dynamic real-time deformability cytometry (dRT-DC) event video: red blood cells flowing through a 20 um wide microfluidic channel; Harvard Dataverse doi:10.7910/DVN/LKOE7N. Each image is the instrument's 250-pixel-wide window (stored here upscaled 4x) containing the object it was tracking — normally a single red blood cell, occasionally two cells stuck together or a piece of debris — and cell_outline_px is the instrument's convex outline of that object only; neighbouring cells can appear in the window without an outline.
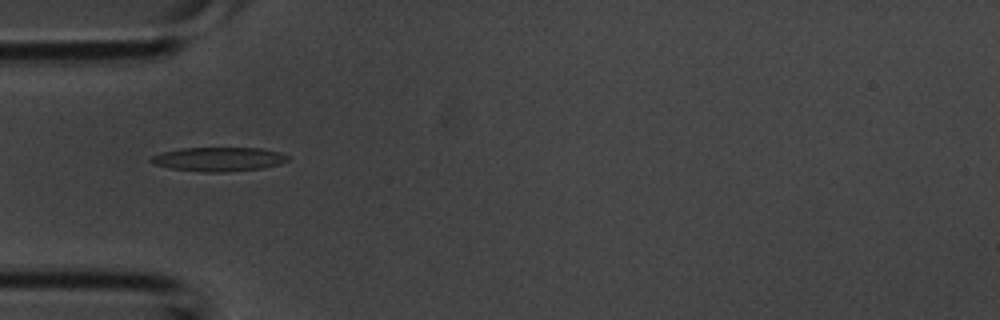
{"species": "common noctule bat (a hibernating species)", "species_latin": "Nyctalus noctula", "temperature_condition": "room temperature", "stored_images_in_passage": 32, "camera_frame_rate_fps": 3000, "um_per_image_px": 0.085, "animal": {"sex": "male", "body_mass_g": 20.1, "forearm_length_mm": 53.5}, "frame": {"image": 1, "passage_image": 3, "time_ms": 0.667, "image_size_px": [1000, 320], "cell_outline_px": [[288, 160], [280, 164], [264, 168], [228, 172], [204, 172], [168, 168], [152, 164], [148, 160], [152, 156], [160, 152], [180, 148], [260, 148], [280, 152], [288, 156]], "centroid_in_image_um": [18.54, 13.53], "position_along_channel_um": 66.5, "area_um2": 19.42}}
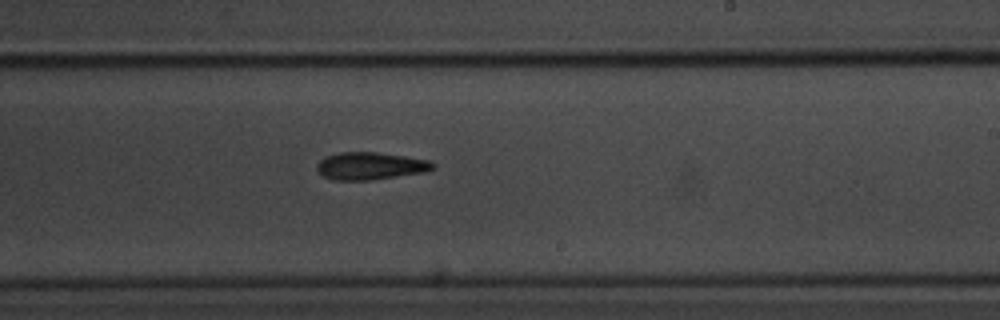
{"frame": {"image": 2, "passage_image": 15, "time_ms": 4.667, "image_size_px": [1000, 320], "cell_outline_px": [[436, 164], [432, 168], [424, 172], [372, 180], [332, 180], [316, 172], [316, 164], [324, 156], [340, 152], [376, 152], [404, 156], [428, 160]], "centroid_in_image_um": [31.41, 14.1], "position_along_channel_um": 257.6, "area_um2": 18.61}}
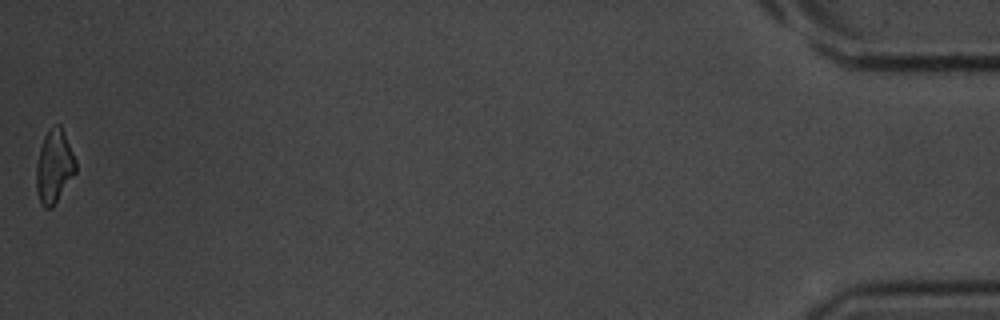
{"frame": {"image": 3, "passage_image": 32, "time_ms": 10.333, "image_size_px": [1000, 320], "cell_outline_px": [[76, 172], [52, 208], [44, 208], [40, 204], [36, 192], [36, 164], [40, 148], [44, 136], [48, 128], [60, 124], [76, 160]], "centroid_in_image_um": [4.59, 14.17], "position_along_channel_um": 430.6, "area_um2": 16.88}}